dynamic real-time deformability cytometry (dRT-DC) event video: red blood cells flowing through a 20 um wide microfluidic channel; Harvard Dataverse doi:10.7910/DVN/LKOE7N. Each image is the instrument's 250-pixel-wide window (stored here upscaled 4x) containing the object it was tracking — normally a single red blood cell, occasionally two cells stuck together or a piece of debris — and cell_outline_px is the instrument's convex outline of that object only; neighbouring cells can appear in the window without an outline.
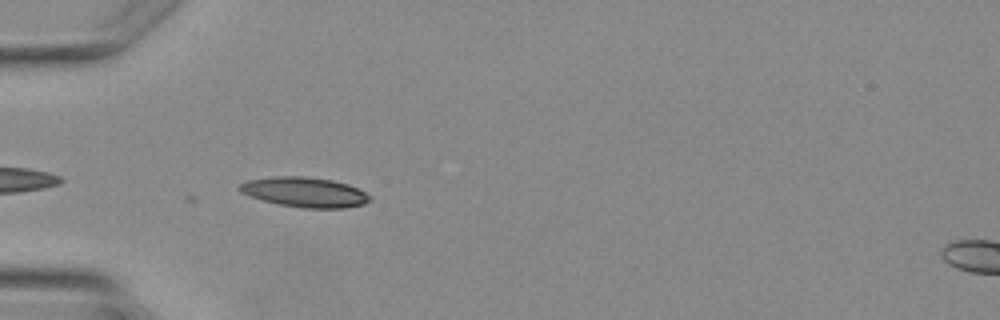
{"species": "Egyptian fruit bat (a non-hibernating species)", "species_latin": "Rousettus aegyptiacus", "temperature_condition": "warm", "stored_images_in_passage": 2, "camera_frame_rate_fps": 3000, "um_per_image_px": 0.085, "animal": {"sex": "female"}, "frame": {"image": 1, "passage_image": 1, "time_ms": 0.0, "image_size_px": [1000, 320], "cell_outline_px": [[372, 200], [364, 204], [344, 208], [300, 208], [280, 204], [264, 200], [240, 192], [236, 188], [240, 184], [248, 180], [276, 176], [304, 176], [332, 180], [348, 184], [372, 196]], "centroid_in_image_um": [25.92, 16.33], "position_along_channel_um": 59.1, "area_um2": 22.66}}